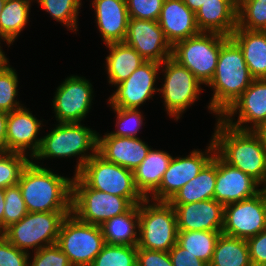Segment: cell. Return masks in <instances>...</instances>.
Returning a JSON list of instances; mask_svg holds the SVG:
<instances>
[{
    "mask_svg": "<svg viewBox=\"0 0 266 266\" xmlns=\"http://www.w3.org/2000/svg\"><path fill=\"white\" fill-rule=\"evenodd\" d=\"M212 139L216 153L229 165L242 170L262 187L266 183V149L260 135L253 130H239L219 117Z\"/></svg>",
    "mask_w": 266,
    "mask_h": 266,
    "instance_id": "obj_1",
    "label": "cell"
},
{
    "mask_svg": "<svg viewBox=\"0 0 266 266\" xmlns=\"http://www.w3.org/2000/svg\"><path fill=\"white\" fill-rule=\"evenodd\" d=\"M29 163L18 182L28 212H72V180Z\"/></svg>",
    "mask_w": 266,
    "mask_h": 266,
    "instance_id": "obj_2",
    "label": "cell"
},
{
    "mask_svg": "<svg viewBox=\"0 0 266 266\" xmlns=\"http://www.w3.org/2000/svg\"><path fill=\"white\" fill-rule=\"evenodd\" d=\"M253 80L240 47L229 38L220 48L213 78L207 85L213 90L208 110L220 117Z\"/></svg>",
    "mask_w": 266,
    "mask_h": 266,
    "instance_id": "obj_3",
    "label": "cell"
},
{
    "mask_svg": "<svg viewBox=\"0 0 266 266\" xmlns=\"http://www.w3.org/2000/svg\"><path fill=\"white\" fill-rule=\"evenodd\" d=\"M55 126L48 134L41 137L40 148L31 160L72 158L77 155L78 161L74 170L76 175L97 153L98 133L81 123H58Z\"/></svg>",
    "mask_w": 266,
    "mask_h": 266,
    "instance_id": "obj_4",
    "label": "cell"
},
{
    "mask_svg": "<svg viewBox=\"0 0 266 266\" xmlns=\"http://www.w3.org/2000/svg\"><path fill=\"white\" fill-rule=\"evenodd\" d=\"M177 235L176 213L169 202L145 198L139 203L137 248L169 252Z\"/></svg>",
    "mask_w": 266,
    "mask_h": 266,
    "instance_id": "obj_5",
    "label": "cell"
},
{
    "mask_svg": "<svg viewBox=\"0 0 266 266\" xmlns=\"http://www.w3.org/2000/svg\"><path fill=\"white\" fill-rule=\"evenodd\" d=\"M229 38L218 33L200 32L175 43L171 57L207 86L213 78L220 48Z\"/></svg>",
    "mask_w": 266,
    "mask_h": 266,
    "instance_id": "obj_6",
    "label": "cell"
},
{
    "mask_svg": "<svg viewBox=\"0 0 266 266\" xmlns=\"http://www.w3.org/2000/svg\"><path fill=\"white\" fill-rule=\"evenodd\" d=\"M70 213L28 212L20 221L7 227L2 235L18 249L35 252L57 243L62 221Z\"/></svg>",
    "mask_w": 266,
    "mask_h": 266,
    "instance_id": "obj_7",
    "label": "cell"
},
{
    "mask_svg": "<svg viewBox=\"0 0 266 266\" xmlns=\"http://www.w3.org/2000/svg\"><path fill=\"white\" fill-rule=\"evenodd\" d=\"M134 204L125 197L89 188L77 175L72 180V214L80 221L101 226L128 212Z\"/></svg>",
    "mask_w": 266,
    "mask_h": 266,
    "instance_id": "obj_8",
    "label": "cell"
},
{
    "mask_svg": "<svg viewBox=\"0 0 266 266\" xmlns=\"http://www.w3.org/2000/svg\"><path fill=\"white\" fill-rule=\"evenodd\" d=\"M89 188L128 198L138 205L145 198L137 190L133 171L93 155L76 174Z\"/></svg>",
    "mask_w": 266,
    "mask_h": 266,
    "instance_id": "obj_9",
    "label": "cell"
},
{
    "mask_svg": "<svg viewBox=\"0 0 266 266\" xmlns=\"http://www.w3.org/2000/svg\"><path fill=\"white\" fill-rule=\"evenodd\" d=\"M56 244L72 266H91L106 243L100 226L82 222L70 213L62 221Z\"/></svg>",
    "mask_w": 266,
    "mask_h": 266,
    "instance_id": "obj_10",
    "label": "cell"
},
{
    "mask_svg": "<svg viewBox=\"0 0 266 266\" xmlns=\"http://www.w3.org/2000/svg\"><path fill=\"white\" fill-rule=\"evenodd\" d=\"M160 70V74L164 73V84L159 88V92L162 94L167 114L178 121L187 107L199 100L203 90L202 83L172 57L160 63Z\"/></svg>",
    "mask_w": 266,
    "mask_h": 266,
    "instance_id": "obj_11",
    "label": "cell"
},
{
    "mask_svg": "<svg viewBox=\"0 0 266 266\" xmlns=\"http://www.w3.org/2000/svg\"><path fill=\"white\" fill-rule=\"evenodd\" d=\"M210 140L204 152L194 149L186 157H172L159 187L148 198L168 202L186 183L195 178L216 153L215 143L212 138Z\"/></svg>",
    "mask_w": 266,
    "mask_h": 266,
    "instance_id": "obj_12",
    "label": "cell"
},
{
    "mask_svg": "<svg viewBox=\"0 0 266 266\" xmlns=\"http://www.w3.org/2000/svg\"><path fill=\"white\" fill-rule=\"evenodd\" d=\"M266 229V193L224 206L222 234L247 240Z\"/></svg>",
    "mask_w": 266,
    "mask_h": 266,
    "instance_id": "obj_13",
    "label": "cell"
},
{
    "mask_svg": "<svg viewBox=\"0 0 266 266\" xmlns=\"http://www.w3.org/2000/svg\"><path fill=\"white\" fill-rule=\"evenodd\" d=\"M92 86L85 77L65 78L52 100L57 123H81L86 118L94 98Z\"/></svg>",
    "mask_w": 266,
    "mask_h": 266,
    "instance_id": "obj_14",
    "label": "cell"
},
{
    "mask_svg": "<svg viewBox=\"0 0 266 266\" xmlns=\"http://www.w3.org/2000/svg\"><path fill=\"white\" fill-rule=\"evenodd\" d=\"M236 114L237 121L233 118ZM219 118L239 130L255 131L266 123V78L254 79ZM248 123L251 126H248Z\"/></svg>",
    "mask_w": 266,
    "mask_h": 266,
    "instance_id": "obj_15",
    "label": "cell"
},
{
    "mask_svg": "<svg viewBox=\"0 0 266 266\" xmlns=\"http://www.w3.org/2000/svg\"><path fill=\"white\" fill-rule=\"evenodd\" d=\"M160 63L145 61L125 81L116 85V91L109 97L110 107L135 108L152 98L159 88L155 87Z\"/></svg>",
    "mask_w": 266,
    "mask_h": 266,
    "instance_id": "obj_16",
    "label": "cell"
},
{
    "mask_svg": "<svg viewBox=\"0 0 266 266\" xmlns=\"http://www.w3.org/2000/svg\"><path fill=\"white\" fill-rule=\"evenodd\" d=\"M124 43L134 48L146 61L162 63L172 54V46L158 21L129 18Z\"/></svg>",
    "mask_w": 266,
    "mask_h": 266,
    "instance_id": "obj_17",
    "label": "cell"
},
{
    "mask_svg": "<svg viewBox=\"0 0 266 266\" xmlns=\"http://www.w3.org/2000/svg\"><path fill=\"white\" fill-rule=\"evenodd\" d=\"M261 185L242 170L226 163L216 153L214 199L224 206L256 196Z\"/></svg>",
    "mask_w": 266,
    "mask_h": 266,
    "instance_id": "obj_18",
    "label": "cell"
},
{
    "mask_svg": "<svg viewBox=\"0 0 266 266\" xmlns=\"http://www.w3.org/2000/svg\"><path fill=\"white\" fill-rule=\"evenodd\" d=\"M42 121L26 107L8 113L6 127V152H18L30 157L38 152L42 138H38ZM30 151V154L28 152ZM29 154V155H28Z\"/></svg>",
    "mask_w": 266,
    "mask_h": 266,
    "instance_id": "obj_19",
    "label": "cell"
},
{
    "mask_svg": "<svg viewBox=\"0 0 266 266\" xmlns=\"http://www.w3.org/2000/svg\"><path fill=\"white\" fill-rule=\"evenodd\" d=\"M178 231H222L224 205L215 199L172 205Z\"/></svg>",
    "mask_w": 266,
    "mask_h": 266,
    "instance_id": "obj_20",
    "label": "cell"
},
{
    "mask_svg": "<svg viewBox=\"0 0 266 266\" xmlns=\"http://www.w3.org/2000/svg\"><path fill=\"white\" fill-rule=\"evenodd\" d=\"M151 148L139 137H117L105 133L98 134L97 153L106 161L128 170H135L146 158Z\"/></svg>",
    "mask_w": 266,
    "mask_h": 266,
    "instance_id": "obj_21",
    "label": "cell"
},
{
    "mask_svg": "<svg viewBox=\"0 0 266 266\" xmlns=\"http://www.w3.org/2000/svg\"><path fill=\"white\" fill-rule=\"evenodd\" d=\"M158 23L171 46L200 33L195 13L182 0H164Z\"/></svg>",
    "mask_w": 266,
    "mask_h": 266,
    "instance_id": "obj_22",
    "label": "cell"
},
{
    "mask_svg": "<svg viewBox=\"0 0 266 266\" xmlns=\"http://www.w3.org/2000/svg\"><path fill=\"white\" fill-rule=\"evenodd\" d=\"M91 4L105 45L124 42L129 21L126 0H93Z\"/></svg>",
    "mask_w": 266,
    "mask_h": 266,
    "instance_id": "obj_23",
    "label": "cell"
},
{
    "mask_svg": "<svg viewBox=\"0 0 266 266\" xmlns=\"http://www.w3.org/2000/svg\"><path fill=\"white\" fill-rule=\"evenodd\" d=\"M237 10L231 0H207L195 12L199 31L230 37L237 28Z\"/></svg>",
    "mask_w": 266,
    "mask_h": 266,
    "instance_id": "obj_24",
    "label": "cell"
},
{
    "mask_svg": "<svg viewBox=\"0 0 266 266\" xmlns=\"http://www.w3.org/2000/svg\"><path fill=\"white\" fill-rule=\"evenodd\" d=\"M230 38L240 47L251 76L266 78V31L236 28Z\"/></svg>",
    "mask_w": 266,
    "mask_h": 266,
    "instance_id": "obj_25",
    "label": "cell"
},
{
    "mask_svg": "<svg viewBox=\"0 0 266 266\" xmlns=\"http://www.w3.org/2000/svg\"><path fill=\"white\" fill-rule=\"evenodd\" d=\"M172 157L166 151L151 148L142 163L133 170L135 186L144 198L159 187Z\"/></svg>",
    "mask_w": 266,
    "mask_h": 266,
    "instance_id": "obj_26",
    "label": "cell"
},
{
    "mask_svg": "<svg viewBox=\"0 0 266 266\" xmlns=\"http://www.w3.org/2000/svg\"><path fill=\"white\" fill-rule=\"evenodd\" d=\"M109 55L106 57V71L109 84L125 81L146 60L124 42L106 44Z\"/></svg>",
    "mask_w": 266,
    "mask_h": 266,
    "instance_id": "obj_27",
    "label": "cell"
},
{
    "mask_svg": "<svg viewBox=\"0 0 266 266\" xmlns=\"http://www.w3.org/2000/svg\"><path fill=\"white\" fill-rule=\"evenodd\" d=\"M216 183V153L213 159L199 172V174L186 183L168 201L171 205H181L214 199Z\"/></svg>",
    "mask_w": 266,
    "mask_h": 266,
    "instance_id": "obj_28",
    "label": "cell"
},
{
    "mask_svg": "<svg viewBox=\"0 0 266 266\" xmlns=\"http://www.w3.org/2000/svg\"><path fill=\"white\" fill-rule=\"evenodd\" d=\"M100 227L106 244L137 246L139 204L128 212L105 221Z\"/></svg>",
    "mask_w": 266,
    "mask_h": 266,
    "instance_id": "obj_29",
    "label": "cell"
},
{
    "mask_svg": "<svg viewBox=\"0 0 266 266\" xmlns=\"http://www.w3.org/2000/svg\"><path fill=\"white\" fill-rule=\"evenodd\" d=\"M32 0H6L0 14V38L8 47L29 21Z\"/></svg>",
    "mask_w": 266,
    "mask_h": 266,
    "instance_id": "obj_30",
    "label": "cell"
},
{
    "mask_svg": "<svg viewBox=\"0 0 266 266\" xmlns=\"http://www.w3.org/2000/svg\"><path fill=\"white\" fill-rule=\"evenodd\" d=\"M209 266H252L247 241L221 233Z\"/></svg>",
    "mask_w": 266,
    "mask_h": 266,
    "instance_id": "obj_31",
    "label": "cell"
},
{
    "mask_svg": "<svg viewBox=\"0 0 266 266\" xmlns=\"http://www.w3.org/2000/svg\"><path fill=\"white\" fill-rule=\"evenodd\" d=\"M222 231H178L177 244L208 265Z\"/></svg>",
    "mask_w": 266,
    "mask_h": 266,
    "instance_id": "obj_32",
    "label": "cell"
},
{
    "mask_svg": "<svg viewBox=\"0 0 266 266\" xmlns=\"http://www.w3.org/2000/svg\"><path fill=\"white\" fill-rule=\"evenodd\" d=\"M52 19L63 23L68 30L77 31L78 13L82 6L81 0H35Z\"/></svg>",
    "mask_w": 266,
    "mask_h": 266,
    "instance_id": "obj_33",
    "label": "cell"
},
{
    "mask_svg": "<svg viewBox=\"0 0 266 266\" xmlns=\"http://www.w3.org/2000/svg\"><path fill=\"white\" fill-rule=\"evenodd\" d=\"M237 28L266 30V0H244L237 10Z\"/></svg>",
    "mask_w": 266,
    "mask_h": 266,
    "instance_id": "obj_34",
    "label": "cell"
},
{
    "mask_svg": "<svg viewBox=\"0 0 266 266\" xmlns=\"http://www.w3.org/2000/svg\"><path fill=\"white\" fill-rule=\"evenodd\" d=\"M137 246L105 244L91 266H136Z\"/></svg>",
    "mask_w": 266,
    "mask_h": 266,
    "instance_id": "obj_35",
    "label": "cell"
},
{
    "mask_svg": "<svg viewBox=\"0 0 266 266\" xmlns=\"http://www.w3.org/2000/svg\"><path fill=\"white\" fill-rule=\"evenodd\" d=\"M30 157L18 152L0 151V188L18 184L20 175Z\"/></svg>",
    "mask_w": 266,
    "mask_h": 266,
    "instance_id": "obj_36",
    "label": "cell"
},
{
    "mask_svg": "<svg viewBox=\"0 0 266 266\" xmlns=\"http://www.w3.org/2000/svg\"><path fill=\"white\" fill-rule=\"evenodd\" d=\"M18 76L16 70L9 66L0 71V111L10 113L23 105L17 101Z\"/></svg>",
    "mask_w": 266,
    "mask_h": 266,
    "instance_id": "obj_37",
    "label": "cell"
},
{
    "mask_svg": "<svg viewBox=\"0 0 266 266\" xmlns=\"http://www.w3.org/2000/svg\"><path fill=\"white\" fill-rule=\"evenodd\" d=\"M116 116V131L110 132V135L117 137L137 138V132L143 124V114L135 108L111 107Z\"/></svg>",
    "mask_w": 266,
    "mask_h": 266,
    "instance_id": "obj_38",
    "label": "cell"
},
{
    "mask_svg": "<svg viewBox=\"0 0 266 266\" xmlns=\"http://www.w3.org/2000/svg\"><path fill=\"white\" fill-rule=\"evenodd\" d=\"M4 203L3 231L28 213L18 184L5 188Z\"/></svg>",
    "mask_w": 266,
    "mask_h": 266,
    "instance_id": "obj_39",
    "label": "cell"
},
{
    "mask_svg": "<svg viewBox=\"0 0 266 266\" xmlns=\"http://www.w3.org/2000/svg\"><path fill=\"white\" fill-rule=\"evenodd\" d=\"M164 0H126L129 18L158 21Z\"/></svg>",
    "mask_w": 266,
    "mask_h": 266,
    "instance_id": "obj_40",
    "label": "cell"
},
{
    "mask_svg": "<svg viewBox=\"0 0 266 266\" xmlns=\"http://www.w3.org/2000/svg\"><path fill=\"white\" fill-rule=\"evenodd\" d=\"M29 266H72L67 255L57 244L45 246L32 255Z\"/></svg>",
    "mask_w": 266,
    "mask_h": 266,
    "instance_id": "obj_41",
    "label": "cell"
},
{
    "mask_svg": "<svg viewBox=\"0 0 266 266\" xmlns=\"http://www.w3.org/2000/svg\"><path fill=\"white\" fill-rule=\"evenodd\" d=\"M30 253L18 249L0 236V266H29Z\"/></svg>",
    "mask_w": 266,
    "mask_h": 266,
    "instance_id": "obj_42",
    "label": "cell"
},
{
    "mask_svg": "<svg viewBox=\"0 0 266 266\" xmlns=\"http://www.w3.org/2000/svg\"><path fill=\"white\" fill-rule=\"evenodd\" d=\"M136 266H173L169 253L137 248Z\"/></svg>",
    "mask_w": 266,
    "mask_h": 266,
    "instance_id": "obj_43",
    "label": "cell"
},
{
    "mask_svg": "<svg viewBox=\"0 0 266 266\" xmlns=\"http://www.w3.org/2000/svg\"><path fill=\"white\" fill-rule=\"evenodd\" d=\"M246 241L252 266L266 264V229Z\"/></svg>",
    "mask_w": 266,
    "mask_h": 266,
    "instance_id": "obj_44",
    "label": "cell"
},
{
    "mask_svg": "<svg viewBox=\"0 0 266 266\" xmlns=\"http://www.w3.org/2000/svg\"><path fill=\"white\" fill-rule=\"evenodd\" d=\"M169 256L173 266H209L204 261L198 259L195 255H192L180 247L177 243L169 250Z\"/></svg>",
    "mask_w": 266,
    "mask_h": 266,
    "instance_id": "obj_45",
    "label": "cell"
},
{
    "mask_svg": "<svg viewBox=\"0 0 266 266\" xmlns=\"http://www.w3.org/2000/svg\"><path fill=\"white\" fill-rule=\"evenodd\" d=\"M8 113L0 111V151H6V127Z\"/></svg>",
    "mask_w": 266,
    "mask_h": 266,
    "instance_id": "obj_46",
    "label": "cell"
},
{
    "mask_svg": "<svg viewBox=\"0 0 266 266\" xmlns=\"http://www.w3.org/2000/svg\"><path fill=\"white\" fill-rule=\"evenodd\" d=\"M184 4L194 13L207 1V0H182Z\"/></svg>",
    "mask_w": 266,
    "mask_h": 266,
    "instance_id": "obj_47",
    "label": "cell"
},
{
    "mask_svg": "<svg viewBox=\"0 0 266 266\" xmlns=\"http://www.w3.org/2000/svg\"><path fill=\"white\" fill-rule=\"evenodd\" d=\"M5 189L0 188V231L3 232V215L5 206Z\"/></svg>",
    "mask_w": 266,
    "mask_h": 266,
    "instance_id": "obj_48",
    "label": "cell"
},
{
    "mask_svg": "<svg viewBox=\"0 0 266 266\" xmlns=\"http://www.w3.org/2000/svg\"><path fill=\"white\" fill-rule=\"evenodd\" d=\"M0 41H2L1 38H0ZM8 62H9L8 58L6 57L5 52H3L0 46V71L5 70L10 66V64L8 65Z\"/></svg>",
    "mask_w": 266,
    "mask_h": 266,
    "instance_id": "obj_49",
    "label": "cell"
},
{
    "mask_svg": "<svg viewBox=\"0 0 266 266\" xmlns=\"http://www.w3.org/2000/svg\"><path fill=\"white\" fill-rule=\"evenodd\" d=\"M261 137L264 147L266 149V123H263L257 130H255Z\"/></svg>",
    "mask_w": 266,
    "mask_h": 266,
    "instance_id": "obj_50",
    "label": "cell"
},
{
    "mask_svg": "<svg viewBox=\"0 0 266 266\" xmlns=\"http://www.w3.org/2000/svg\"><path fill=\"white\" fill-rule=\"evenodd\" d=\"M236 6H239L244 0H231Z\"/></svg>",
    "mask_w": 266,
    "mask_h": 266,
    "instance_id": "obj_51",
    "label": "cell"
},
{
    "mask_svg": "<svg viewBox=\"0 0 266 266\" xmlns=\"http://www.w3.org/2000/svg\"><path fill=\"white\" fill-rule=\"evenodd\" d=\"M5 1L6 0H0V14H1V11H2V9L4 7Z\"/></svg>",
    "mask_w": 266,
    "mask_h": 266,
    "instance_id": "obj_52",
    "label": "cell"
},
{
    "mask_svg": "<svg viewBox=\"0 0 266 266\" xmlns=\"http://www.w3.org/2000/svg\"><path fill=\"white\" fill-rule=\"evenodd\" d=\"M263 191L266 193V183H265V185L263 186Z\"/></svg>",
    "mask_w": 266,
    "mask_h": 266,
    "instance_id": "obj_53",
    "label": "cell"
}]
</instances>
